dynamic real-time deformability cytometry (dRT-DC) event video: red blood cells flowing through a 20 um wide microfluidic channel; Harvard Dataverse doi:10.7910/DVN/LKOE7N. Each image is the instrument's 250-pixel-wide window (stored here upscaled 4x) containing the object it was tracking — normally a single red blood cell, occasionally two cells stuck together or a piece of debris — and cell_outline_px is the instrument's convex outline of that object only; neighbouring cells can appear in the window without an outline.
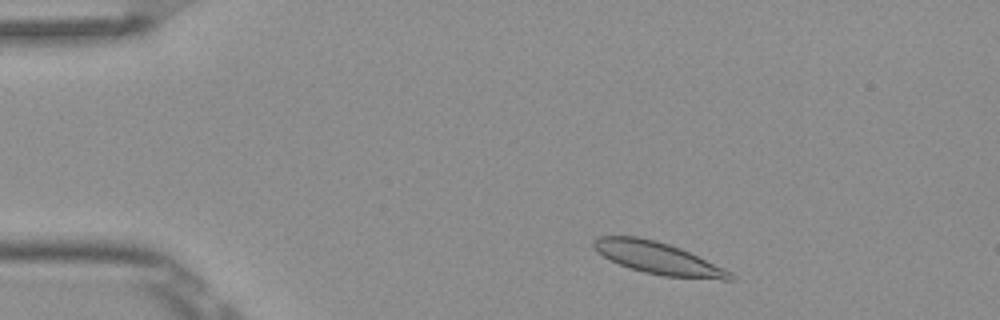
{"species": "Egyptian fruit bat (a non-hibernating species)", "species_latin": "Rousettus aegyptiacus", "temperature_condition": "room temperature", "stored_images_in_passage": 4, "camera_frame_rate_fps": 3000, "um_per_image_px": 0.085, "frame": {"image": 1, "passage_image": 2, "time_ms": 0.333, "image_size_px": [1000, 320], "cell_outline_px": [[736, 280], [720, 280], [664, 276], [644, 272], [620, 264], [604, 256], [592, 244], [592, 240], [600, 236], [636, 236], [656, 240], [680, 248], [724, 268], [732, 272], [736, 276]], "centroid_in_image_um": [56.0, 21.95], "position_along_channel_um": 29.0, "area_um2": 25.26}}